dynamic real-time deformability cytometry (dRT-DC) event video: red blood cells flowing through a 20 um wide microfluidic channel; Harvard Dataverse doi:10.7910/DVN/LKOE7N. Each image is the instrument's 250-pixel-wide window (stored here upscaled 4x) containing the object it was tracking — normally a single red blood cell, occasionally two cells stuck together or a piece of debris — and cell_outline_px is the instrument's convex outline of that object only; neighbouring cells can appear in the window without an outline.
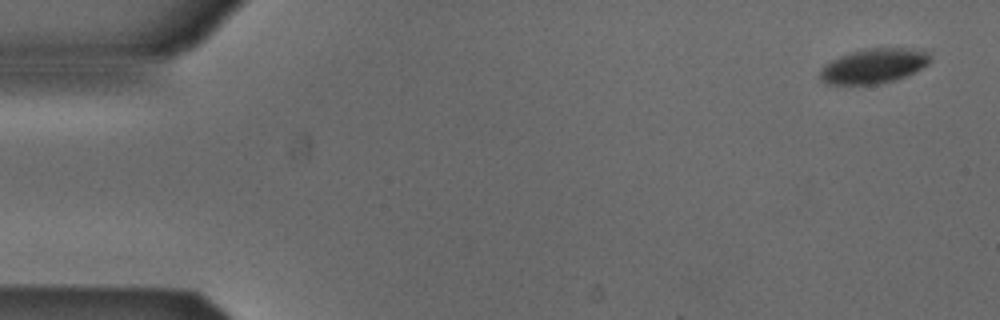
{"species": "Egyptian fruit bat (a non-hibernating species)", "species_latin": "Rousettus aegyptiacus", "temperature_condition": "cold", "stored_images_in_passage": 4, "camera_frame_rate_fps": 3000, "um_per_image_px": 0.085, "animal": {"sex": "male"}, "frame": {"image": 1, "passage_image": 1, "time_ms": 0.0, "image_size_px": [1000, 320], "cell_outline_px": [[932, 60], [928, 64], [916, 72], [892, 80], [876, 84], [828, 84], [820, 76], [820, 72], [824, 64], [848, 52], [864, 48], [924, 48], [932, 56]], "centroid_in_image_um": [74.34, 5.57], "position_along_channel_um": 10.7, "area_um2": 22.48}}